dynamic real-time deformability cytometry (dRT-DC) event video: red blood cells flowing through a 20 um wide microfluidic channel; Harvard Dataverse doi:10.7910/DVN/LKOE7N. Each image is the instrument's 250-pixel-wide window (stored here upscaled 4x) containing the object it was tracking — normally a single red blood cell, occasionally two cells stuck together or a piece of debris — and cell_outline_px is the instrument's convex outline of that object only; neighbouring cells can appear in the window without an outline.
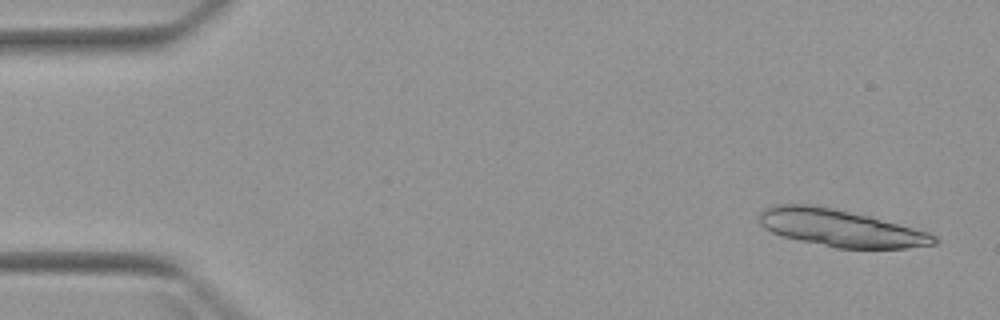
{"species": "Egyptian fruit bat (a non-hibernating species)", "species_latin": "Rousettus aegyptiacus", "temperature_condition": "warm", "stored_images_in_passage": 5, "segment_of_instrument_passage": [1, 2], "camera_frame_rate_fps": 3000, "um_per_image_px": 0.085, "animal": {"sex": "female"}, "frame": {"image": 1, "passage_image": 1, "time_ms": 0.0, "image_size_px": [1000, 320], "cell_outline_px": [[940, 240], [936, 244], [908, 248], [836, 248], [800, 240], [784, 236], [772, 232], [764, 228], [760, 220], [760, 212], [764, 208], [772, 204], [812, 204], [832, 208], [868, 216], [928, 232], [936, 236]], "centroid_in_image_um": [71.44, 19.38], "position_along_channel_um": 13.6, "area_um2": 37.45}}